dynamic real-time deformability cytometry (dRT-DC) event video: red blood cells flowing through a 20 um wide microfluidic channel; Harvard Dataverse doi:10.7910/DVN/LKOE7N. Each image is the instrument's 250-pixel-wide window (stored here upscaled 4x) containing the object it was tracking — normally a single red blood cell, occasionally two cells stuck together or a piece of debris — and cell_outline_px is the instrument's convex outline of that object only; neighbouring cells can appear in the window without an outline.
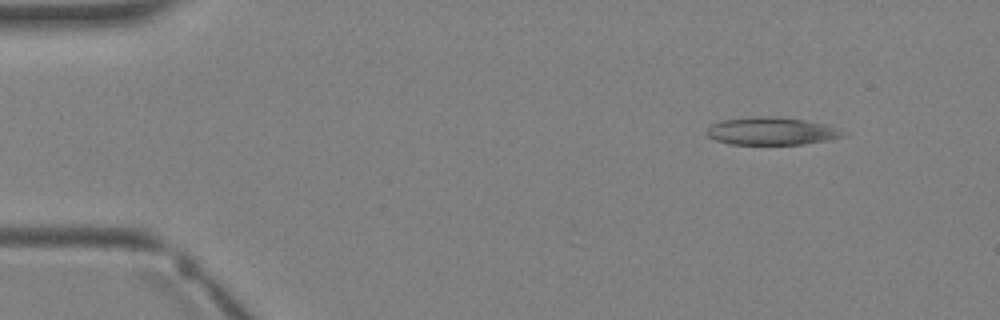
{"species": "Egyptian fruit bat (a non-hibernating species)", "species_latin": "Rousettus aegyptiacus", "temperature_condition": "warm", "stored_images_in_passage": 4, "camera_frame_rate_fps": 3000, "um_per_image_px": 0.085, "animal": {"sex": "female"}, "frame": {"image": 1, "passage_image": 2, "time_ms": 1.0, "image_size_px": [1000, 320], "cell_outline_px": [[848, 132], [844, 136], [828, 140], [804, 144], [728, 144], [716, 140], [708, 136], [704, 132], [712, 124], [720, 120], [744, 116], [776, 116], [804, 120], [840, 128]], "centroid_in_image_um": [65.56, 11.13], "position_along_channel_um": 19.4, "area_um2": 22.31}}
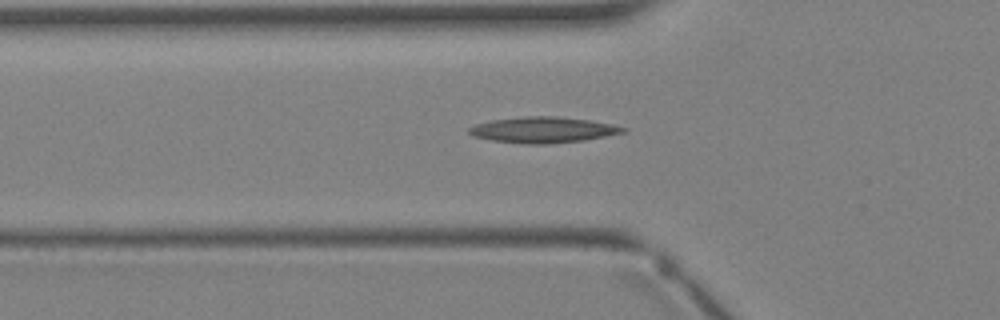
{"frame": {"image": 2, "passage_image": 4, "time_ms": 3.667, "image_size_px": [1000, 320], "cell_outline_px": [[628, 128], [624, 132], [584, 140], [548, 144], [524, 144], [492, 140], [472, 136], [468, 132], [468, 128], [476, 124], [492, 120], [524, 116], [556, 116], [592, 120], [612, 124]], "centroid_in_image_um": [46.15, 11.03], "position_along_channel_um": 79.7, "area_um2": 23.24}}